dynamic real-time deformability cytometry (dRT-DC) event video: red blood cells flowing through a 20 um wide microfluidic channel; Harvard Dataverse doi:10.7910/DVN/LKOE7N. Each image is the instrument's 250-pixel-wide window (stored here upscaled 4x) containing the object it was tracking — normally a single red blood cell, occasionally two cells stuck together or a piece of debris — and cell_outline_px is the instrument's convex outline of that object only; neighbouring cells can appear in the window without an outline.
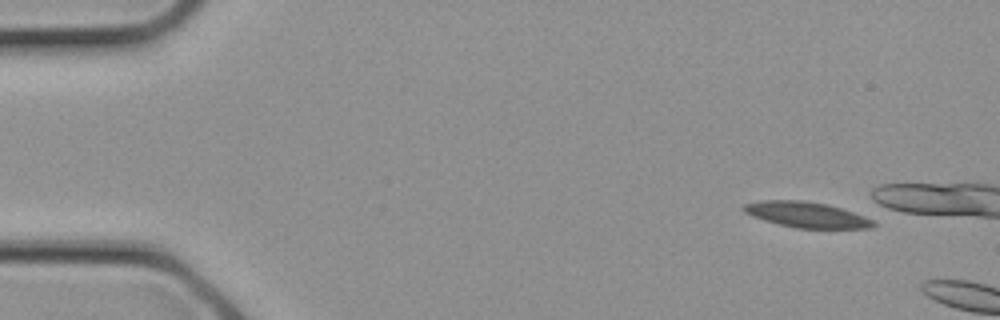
{"species": "common noctule bat (a hibernating species)", "species_latin": "Nyctalus noctula", "temperature_condition": "cold", "stored_images_in_passage": 3, "camera_frame_rate_fps": 3000, "um_per_image_px": 0.085, "animal": {"sex": "female", "body_mass_g": 21.9}, "frame": {"image": 1, "passage_image": 1, "time_ms": 0.0, "image_size_px": [1000, 320], "cell_outline_px": [[876, 224], [872, 228], [796, 228], [764, 220], [752, 216], [744, 212], [740, 208], [744, 204], [760, 200], [800, 200], [824, 204], [840, 208], [864, 216], [872, 220]], "centroid_in_image_um": [68.5, 18.25], "position_along_channel_um": 16.5, "area_um2": 19.13}}